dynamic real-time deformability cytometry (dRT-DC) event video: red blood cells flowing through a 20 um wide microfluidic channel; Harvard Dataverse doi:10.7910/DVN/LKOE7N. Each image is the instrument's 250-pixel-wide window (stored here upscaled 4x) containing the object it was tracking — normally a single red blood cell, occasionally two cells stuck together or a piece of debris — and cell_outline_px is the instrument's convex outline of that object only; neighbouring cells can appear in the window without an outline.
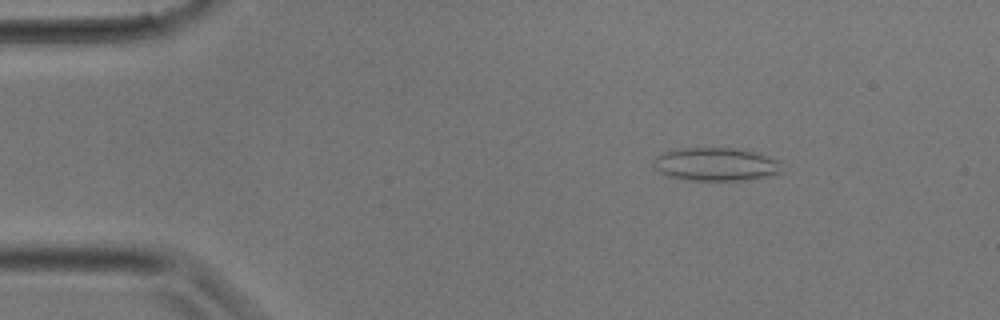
{"species": "common noctule bat (a hibernating species)", "species_latin": "Nyctalus noctula", "temperature_condition": "room temperature", "stored_images_in_passage": 29, "camera_frame_rate_fps": 3000, "um_per_image_px": 0.085, "animal": {"sex": "male", "body_mass_g": 17.9}, "frame": {"image": 1, "passage_image": 2, "time_ms": 0.333, "image_size_px": [1000, 320], "cell_outline_px": [[780, 172], [764, 176], [736, 180], [696, 180], [672, 176], [656, 168], [656, 156], [668, 152], [684, 148], [728, 148], [748, 152], [764, 156], [776, 160]], "centroid_in_image_um": [60.81, 13.96], "position_along_channel_um": 24.2, "area_um2": 23.18}}
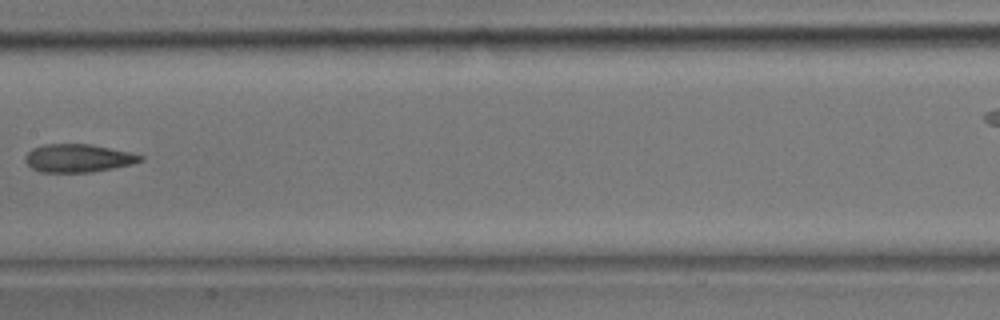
{"frame": {"image": 2, "passage_image": 13, "time_ms": 4.0, "image_size_px": [1000, 320], "cell_outline_px": [[144, 160], [132, 164], [112, 168], [88, 172], [40, 172], [32, 168], [24, 160], [24, 156], [32, 148], [44, 144], [88, 144], [128, 152], [144, 156]], "centroid_in_image_um": [6.6, 13.44], "position_along_channel_um": 200.8, "area_um2": 18.67}}
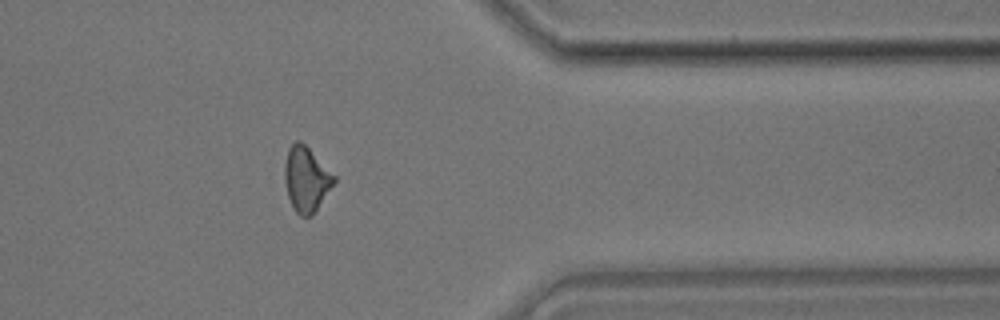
{"frame": {"image": 3, "passage_image": 22, "time_ms": 7.0, "image_size_px": [1000, 320], "cell_outline_px": [[336, 180], [312, 216], [300, 216], [292, 208], [288, 196], [284, 180], [284, 164], [288, 148], [296, 140], [300, 140], [336, 176]], "centroid_in_image_um": [26.01, 15.23], "position_along_channel_um": 385.4, "area_um2": 18.61}}